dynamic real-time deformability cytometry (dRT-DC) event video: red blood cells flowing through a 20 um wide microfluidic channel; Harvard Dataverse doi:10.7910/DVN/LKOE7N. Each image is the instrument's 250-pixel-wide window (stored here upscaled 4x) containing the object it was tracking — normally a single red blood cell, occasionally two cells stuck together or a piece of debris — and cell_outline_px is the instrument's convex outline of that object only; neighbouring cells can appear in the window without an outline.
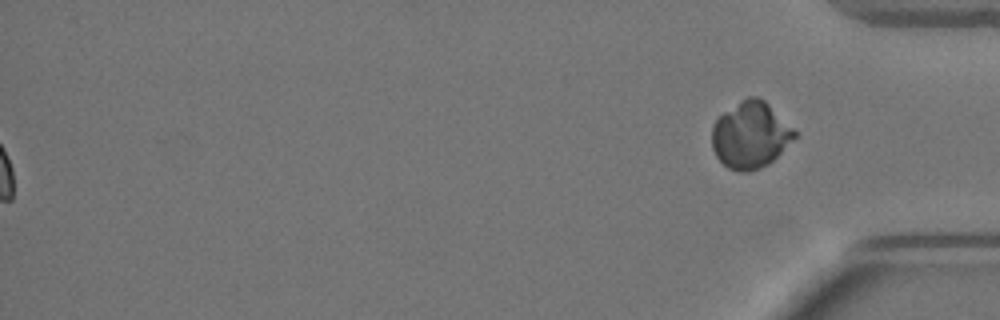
{"species": "Egyptian fruit bat (a non-hibernating species)", "species_latin": "Rousettus aegyptiacus", "temperature_condition": "warm", "stored_images_in_passage": 60, "segment_of_instrument_passage": [2, 2], "camera_frame_rate_fps": 3000, "um_per_image_px": 0.085, "animal": {"sex": "female"}, "frame": {"image": 1, "passage_image": 60, "time_ms": 19.667, "image_size_px": [1000, 320], "cell_outline_px": [[796, 136], [768, 164], [760, 168], [748, 172], [740, 172], [728, 168], [716, 156], [712, 148], [712, 128], [716, 120], [724, 112], [740, 100], [748, 96], [756, 96], [764, 100], [796, 132]], "centroid_in_image_um": [63.75, 11.48], "position_along_channel_um": 371.4, "area_um2": 31.56}}